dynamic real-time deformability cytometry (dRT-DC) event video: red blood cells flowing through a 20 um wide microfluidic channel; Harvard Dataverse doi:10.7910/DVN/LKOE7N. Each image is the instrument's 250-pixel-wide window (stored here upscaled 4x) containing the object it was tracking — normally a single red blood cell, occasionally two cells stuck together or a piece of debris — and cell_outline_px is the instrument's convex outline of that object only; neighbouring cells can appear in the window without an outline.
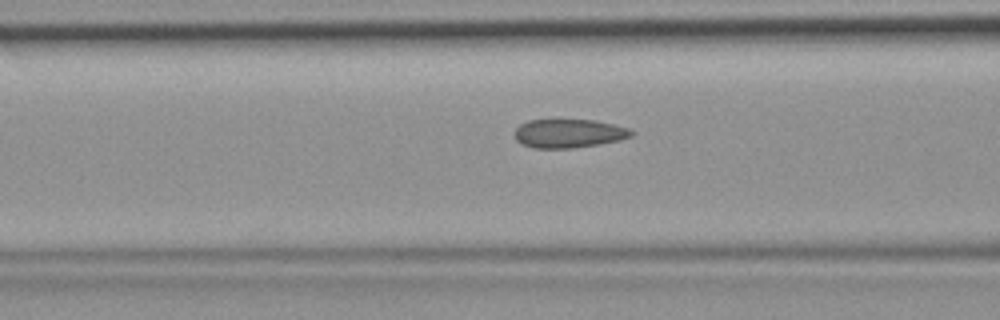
{"species": "common noctule bat (a hibernating species)", "species_latin": "Nyctalus noctula", "temperature_condition": "room temperature", "stored_images_in_passage": 43, "camera_frame_rate_fps": 3000, "um_per_image_px": 0.085, "animal": {"sex": "female", "body_mass_g": 19.9}, "frame": {"image": 1, "passage_image": 14, "time_ms": 4.333, "image_size_px": [1000, 320], "cell_outline_px": [[636, 132], [632, 136], [620, 140], [600, 144], [572, 148], [532, 148], [520, 144], [516, 140], [516, 128], [520, 124], [528, 120], [596, 120], [628, 128]], "centroid_in_image_um": [48.36, 11.35], "position_along_channel_um": 118.2, "area_um2": 19.59}}
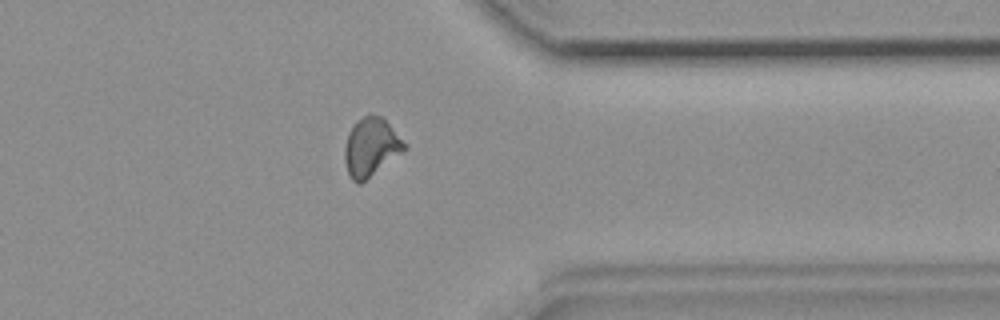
{"frame": {"image": 2, "passage_image": 33, "time_ms": 10.667, "image_size_px": [1000, 320], "cell_outline_px": [[408, 148], [360, 184], [356, 184], [352, 180], [348, 172], [344, 160], [344, 148], [348, 132], [368, 112], [372, 112], [384, 116], [408, 144]], "centroid_in_image_um": [31.57, 12.46], "position_along_channel_um": 379.8, "area_um2": 20.69}}
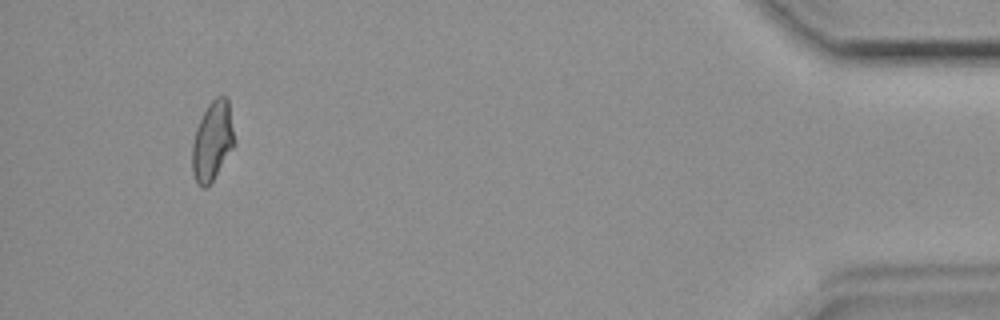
{"frame": {"image": 3, "passage_image": 40, "time_ms": 13.0, "image_size_px": [1000, 320], "cell_outline_px": [[236, 140], [232, 148], [212, 180], [204, 188], [200, 188], [196, 184], [192, 172], [192, 144], [196, 128], [208, 104], [216, 96], [224, 96], [228, 100]], "centroid_in_image_um": [18.04, 11.98], "position_along_channel_um": 417.2, "area_um2": 19.36}}